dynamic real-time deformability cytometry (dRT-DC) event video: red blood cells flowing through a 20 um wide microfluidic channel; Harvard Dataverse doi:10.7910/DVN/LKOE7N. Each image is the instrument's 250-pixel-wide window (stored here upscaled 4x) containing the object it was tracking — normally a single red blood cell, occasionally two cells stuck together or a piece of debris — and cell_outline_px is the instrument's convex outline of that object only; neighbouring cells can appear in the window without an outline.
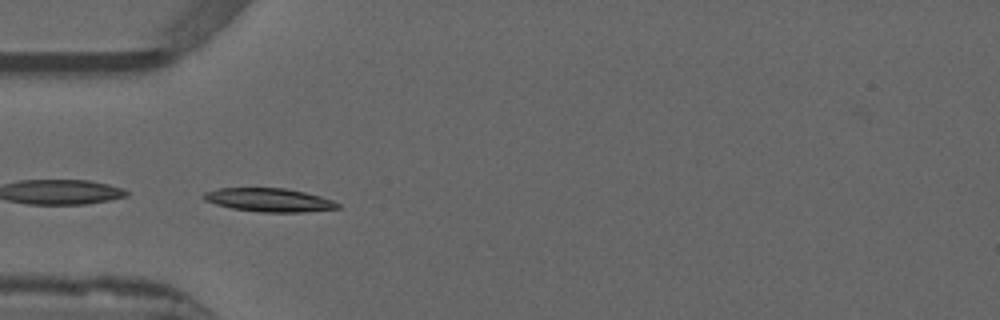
{"species": "common noctule bat (a hibernating species)", "species_latin": "Nyctalus noctula", "temperature_condition": "warm", "stored_images_in_passage": 31, "camera_frame_rate_fps": 3000, "um_per_image_px": 0.085, "animal": {"sex": "male", "forearm_length_mm": 52.5}, "frame": {"image": 1, "passage_image": 19, "time_ms": 6.0, "image_size_px": [1000, 320], "cell_outline_px": [[340, 208], [300, 212], [260, 212], [232, 208], [216, 204], [204, 200], [200, 196], [204, 192], [220, 188], [284, 188], [304, 192], [320, 196], [332, 200], [340, 204]], "centroid_in_image_um": [22.84, 16.99], "position_along_channel_um": 62.2, "area_um2": 18.26}}
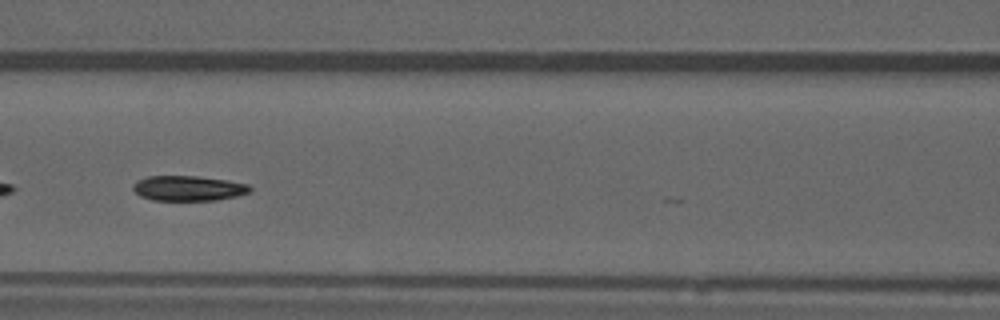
{"frame": {"image": 2, "passage_image": 26, "time_ms": 8.333, "image_size_px": [1000, 320], "cell_outline_px": [[252, 192], [236, 196], [216, 200], [152, 200], [140, 196], [132, 188], [132, 184], [148, 176], [196, 176], [224, 180], [248, 184], [252, 188]], "centroid_in_image_um": [16.02, 16.01], "position_along_channel_um": 150.6, "area_um2": 16.99}}